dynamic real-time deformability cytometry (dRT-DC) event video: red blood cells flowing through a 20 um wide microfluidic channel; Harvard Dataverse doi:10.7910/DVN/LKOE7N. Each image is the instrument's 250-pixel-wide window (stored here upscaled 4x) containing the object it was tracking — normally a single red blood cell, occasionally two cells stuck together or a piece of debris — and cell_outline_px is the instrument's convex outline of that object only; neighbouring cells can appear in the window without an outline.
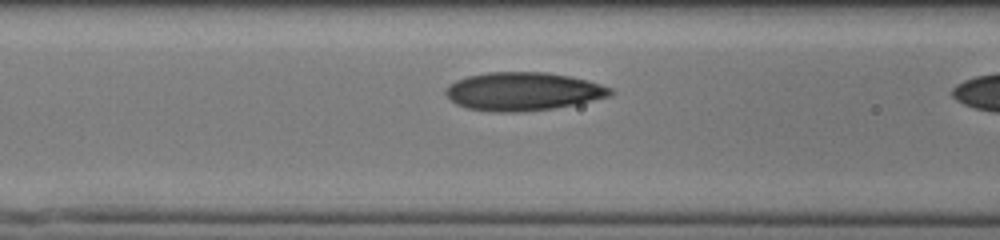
{"species": "human", "species_latin": "Homo sapiens", "temperature_condition": "cold", "stored_images_in_passage": 8, "camera_frame_rate_fps": 3000, "um_per_image_px": 0.085, "donor": {"sex": "male"}, "frame": {"image": 1, "passage_image": 7, "time_ms": 2.0, "image_size_px": [1000, 240], "cell_outline_px": [[616, 92], [612, 96], [576, 104], [556, 108], [520, 112], [492, 112], [468, 108], [456, 104], [444, 92], [444, 88], [448, 84], [456, 80], [468, 76], [488, 72], [544, 72], [568, 76], [588, 80], [612, 88]], "centroid_in_image_um": [44.47, 7.77], "position_along_channel_um": 122.1, "area_um2": 36.99}}